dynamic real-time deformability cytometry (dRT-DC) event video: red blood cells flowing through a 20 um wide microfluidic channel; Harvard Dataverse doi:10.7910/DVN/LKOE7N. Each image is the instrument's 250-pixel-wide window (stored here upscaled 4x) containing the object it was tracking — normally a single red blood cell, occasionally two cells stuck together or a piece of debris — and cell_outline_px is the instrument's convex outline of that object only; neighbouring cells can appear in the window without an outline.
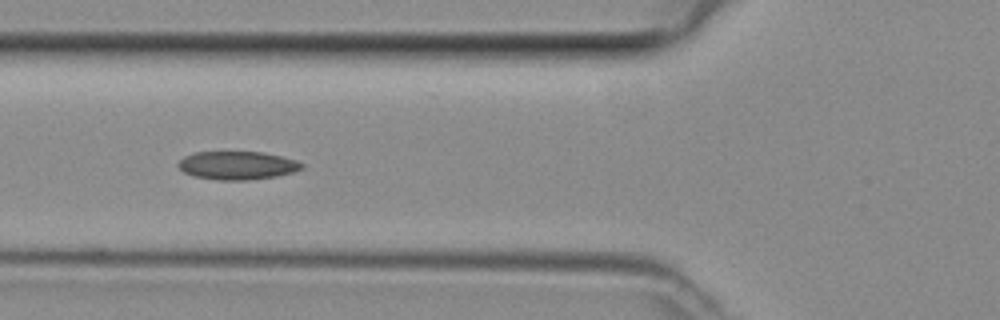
{"species": "common noctule bat (a hibernating species)", "species_latin": "Nyctalus noctula", "temperature_condition": "room temperature", "stored_images_in_passage": 32, "camera_frame_rate_fps": 3000, "um_per_image_px": 0.085, "animal": {"sex": "female", "body_mass_g": 29.2, "forearm_length_mm": 56.3}, "frame": {"image": 1, "passage_image": 5, "time_ms": 1.333, "image_size_px": [1000, 320], "cell_outline_px": [[304, 168], [292, 172], [276, 176], [248, 180], [216, 180], [192, 176], [184, 172], [176, 164], [184, 156], [192, 152], [264, 152], [296, 160], [304, 164]], "centroid_in_image_um": [20.15, 14.06], "position_along_channel_um": 105.7, "area_um2": 20.46}}
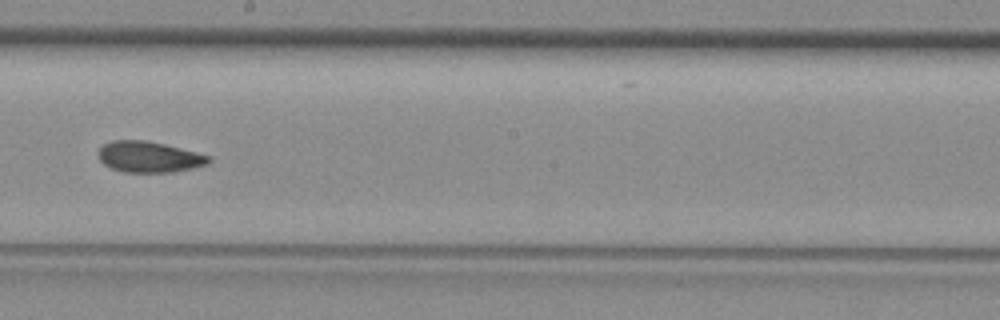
{"frame": {"image": 2, "passage_image": 14, "time_ms": 4.333, "image_size_px": [1000, 320], "cell_outline_px": [[212, 160], [208, 164], [192, 168], [172, 172], [124, 172], [112, 168], [104, 164], [100, 160], [96, 152], [104, 144], [112, 140], [144, 140], [164, 144], [212, 156]], "centroid_in_image_um": [12.67, 13.33], "position_along_channel_um": 235.5, "area_um2": 19.94}}
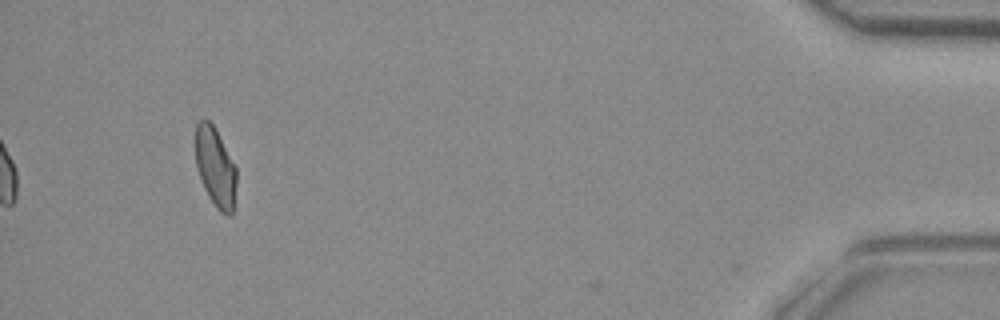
{"frame": {"image": 3, "passage_image": 32, "time_ms": 10.333, "image_size_px": [1000, 320], "cell_outline_px": [[236, 184], [232, 216], [228, 216], [220, 212], [216, 208], [208, 196], [204, 188], [196, 164], [196, 124], [200, 120], [208, 120], [216, 128], [236, 168]], "centroid_in_image_um": [18.32, 14.23], "position_along_channel_um": 416.9, "area_um2": 18.84}}